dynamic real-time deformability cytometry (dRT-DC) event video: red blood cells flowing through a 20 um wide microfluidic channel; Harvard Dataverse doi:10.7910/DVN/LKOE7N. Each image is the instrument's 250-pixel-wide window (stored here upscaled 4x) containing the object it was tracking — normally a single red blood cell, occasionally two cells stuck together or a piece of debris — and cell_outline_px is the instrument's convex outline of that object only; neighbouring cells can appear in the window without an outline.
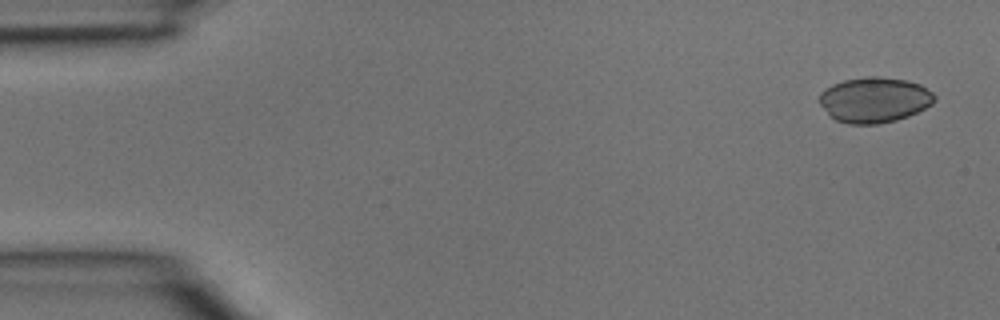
{"species": "common noctule bat (a hibernating species)", "species_latin": "Nyctalus noctula", "temperature_condition": "room temperature", "stored_images_in_passage": 4, "camera_frame_rate_fps": 3000, "um_per_image_px": 0.085, "animal": {"sex": "male", "body_mass_g": 15.6}, "frame": {"image": 1, "passage_image": 1, "time_ms": 0.0, "image_size_px": [1000, 320], "cell_outline_px": [[936, 100], [932, 104], [908, 116], [896, 120], [880, 124], [848, 124], [836, 120], [820, 104], [820, 92], [824, 88], [832, 84], [844, 80], [868, 76], [876, 76], [904, 80], [920, 84], [932, 92], [936, 96]], "centroid_in_image_um": [74.33, 8.48], "position_along_channel_um": 10.7, "area_um2": 30.35}}